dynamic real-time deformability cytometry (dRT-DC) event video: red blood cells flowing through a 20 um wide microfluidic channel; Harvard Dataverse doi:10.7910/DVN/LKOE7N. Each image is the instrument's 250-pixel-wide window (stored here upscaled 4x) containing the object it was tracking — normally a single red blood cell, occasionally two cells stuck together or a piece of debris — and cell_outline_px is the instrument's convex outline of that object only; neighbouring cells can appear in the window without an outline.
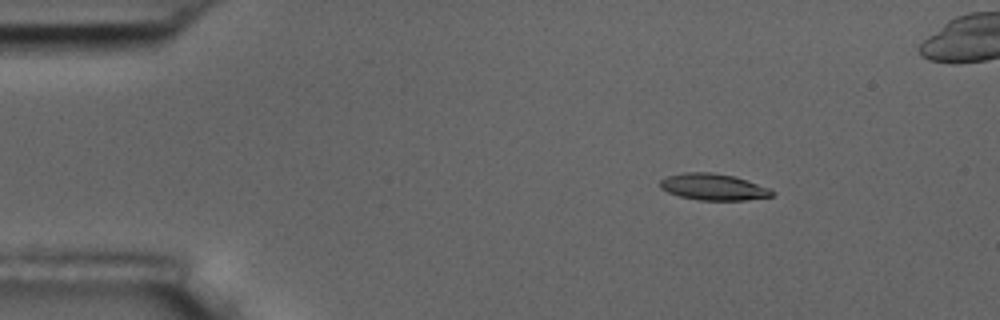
{"species": "common noctule bat (a hibernating species)", "species_latin": "Nyctalus noctula", "temperature_condition": "room temperature", "stored_images_in_passage": 5, "camera_frame_rate_fps": 3000, "um_per_image_px": 0.085, "animal": {"sex": "male", "body_mass_g": 17.5, "forearm_length_mm": 52.3}, "frame": {"image": 1, "passage_image": 2, "time_ms": 1.0, "image_size_px": [1000, 320], "cell_outline_px": [[776, 192], [772, 196], [744, 200], [700, 200], [680, 196], [668, 192], [660, 188], [660, 180], [668, 176], [684, 172], [712, 172], [732, 176], [768, 188]], "centroid_in_image_um": [60.6, 15.89], "position_along_channel_um": 24.4, "area_um2": 16.99}}